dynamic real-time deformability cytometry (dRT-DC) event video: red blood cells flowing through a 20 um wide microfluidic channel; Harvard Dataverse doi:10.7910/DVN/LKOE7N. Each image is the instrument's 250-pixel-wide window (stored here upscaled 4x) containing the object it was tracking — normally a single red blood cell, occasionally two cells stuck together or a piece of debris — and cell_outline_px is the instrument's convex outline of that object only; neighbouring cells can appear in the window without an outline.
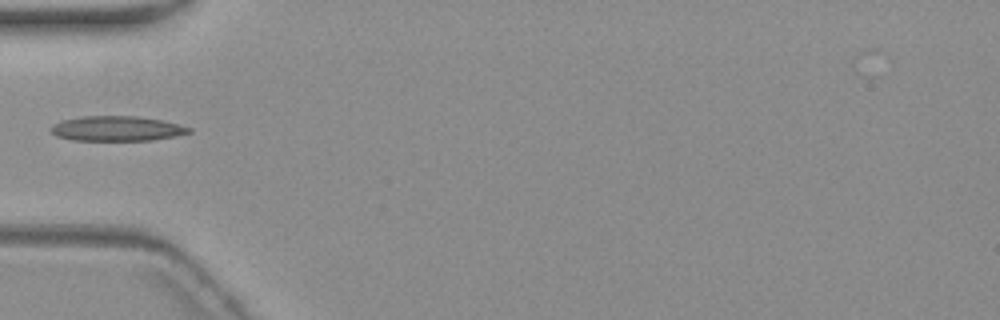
{"species": "common noctule bat (a hibernating species)", "species_latin": "Nyctalus noctula", "temperature_condition": "warm", "stored_images_in_passage": 1, "camera_frame_rate_fps": 3000, "um_per_image_px": 0.085, "animal": {"sex": "female", "body_mass_g": 19.3, "forearm_length_mm": 54.1}, "frame": {"image": 1, "passage_image": 1, "time_ms": 0.0, "image_size_px": [1000, 320], "cell_outline_px": [[192, 132], [176, 136], [152, 140], [72, 140], [56, 136], [52, 132], [52, 124], [60, 120], [84, 116], [136, 116], [160, 120], [192, 128]], "centroid_in_image_um": [9.91, 10.93], "position_along_channel_um": 75.1, "area_um2": 19.94}}